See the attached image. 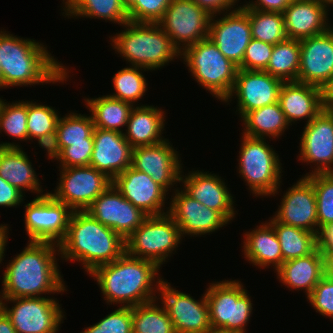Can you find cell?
Listing matches in <instances>:
<instances>
[{
    "instance_id": "94428289",
    "label": "cell",
    "mask_w": 333,
    "mask_h": 333,
    "mask_svg": "<svg viewBox=\"0 0 333 333\" xmlns=\"http://www.w3.org/2000/svg\"><path fill=\"white\" fill-rule=\"evenodd\" d=\"M121 1L127 9L135 2V0H121Z\"/></svg>"
},
{
    "instance_id": "7c38bea8",
    "label": "cell",
    "mask_w": 333,
    "mask_h": 333,
    "mask_svg": "<svg viewBox=\"0 0 333 333\" xmlns=\"http://www.w3.org/2000/svg\"><path fill=\"white\" fill-rule=\"evenodd\" d=\"M59 168V183L49 193L72 211H85L112 184L110 178L90 165Z\"/></svg>"
},
{
    "instance_id": "ba28073f",
    "label": "cell",
    "mask_w": 333,
    "mask_h": 333,
    "mask_svg": "<svg viewBox=\"0 0 333 333\" xmlns=\"http://www.w3.org/2000/svg\"><path fill=\"white\" fill-rule=\"evenodd\" d=\"M208 286L205 294L212 330L246 333L253 303L241 281L223 280L212 282Z\"/></svg>"
},
{
    "instance_id": "3957f363",
    "label": "cell",
    "mask_w": 333,
    "mask_h": 333,
    "mask_svg": "<svg viewBox=\"0 0 333 333\" xmlns=\"http://www.w3.org/2000/svg\"><path fill=\"white\" fill-rule=\"evenodd\" d=\"M159 270L154 262L125 251L117 260L96 267L89 276L96 279L107 304L135 307L157 299L163 280Z\"/></svg>"
},
{
    "instance_id": "8992f818",
    "label": "cell",
    "mask_w": 333,
    "mask_h": 333,
    "mask_svg": "<svg viewBox=\"0 0 333 333\" xmlns=\"http://www.w3.org/2000/svg\"><path fill=\"white\" fill-rule=\"evenodd\" d=\"M180 58L191 72L198 85L224 102L230 95L238 66L227 59L208 37L186 47Z\"/></svg>"
},
{
    "instance_id": "9c48e42d",
    "label": "cell",
    "mask_w": 333,
    "mask_h": 333,
    "mask_svg": "<svg viewBox=\"0 0 333 333\" xmlns=\"http://www.w3.org/2000/svg\"><path fill=\"white\" fill-rule=\"evenodd\" d=\"M181 238L180 228L168 213L148 216L125 239L126 252L133 257L152 261L160 268L169 260L168 257L175 254L173 251L176 252Z\"/></svg>"
},
{
    "instance_id": "ee69618b",
    "label": "cell",
    "mask_w": 333,
    "mask_h": 333,
    "mask_svg": "<svg viewBox=\"0 0 333 333\" xmlns=\"http://www.w3.org/2000/svg\"><path fill=\"white\" fill-rule=\"evenodd\" d=\"M80 333H133L132 307L119 306L99 322L86 327Z\"/></svg>"
},
{
    "instance_id": "11a10c76",
    "label": "cell",
    "mask_w": 333,
    "mask_h": 333,
    "mask_svg": "<svg viewBox=\"0 0 333 333\" xmlns=\"http://www.w3.org/2000/svg\"><path fill=\"white\" fill-rule=\"evenodd\" d=\"M8 224H0V264L3 262V257L5 255V250L7 246V241H8V232H9V226Z\"/></svg>"
},
{
    "instance_id": "cb8c5ba5",
    "label": "cell",
    "mask_w": 333,
    "mask_h": 333,
    "mask_svg": "<svg viewBox=\"0 0 333 333\" xmlns=\"http://www.w3.org/2000/svg\"><path fill=\"white\" fill-rule=\"evenodd\" d=\"M187 176L181 172V187L189 196L206 207L218 211L231 223L236 217L233 194L228 190L221 176L204 171H188ZM236 212V213H235Z\"/></svg>"
},
{
    "instance_id": "6f0895ef",
    "label": "cell",
    "mask_w": 333,
    "mask_h": 333,
    "mask_svg": "<svg viewBox=\"0 0 333 333\" xmlns=\"http://www.w3.org/2000/svg\"><path fill=\"white\" fill-rule=\"evenodd\" d=\"M325 257V273L333 277V250L330 252H326L324 254Z\"/></svg>"
},
{
    "instance_id": "30bf717a",
    "label": "cell",
    "mask_w": 333,
    "mask_h": 333,
    "mask_svg": "<svg viewBox=\"0 0 333 333\" xmlns=\"http://www.w3.org/2000/svg\"><path fill=\"white\" fill-rule=\"evenodd\" d=\"M2 310L10 318L16 333H57L65 318L54 297L2 298ZM6 302V303H5ZM13 303L12 308L6 304Z\"/></svg>"
},
{
    "instance_id": "6125c7cd",
    "label": "cell",
    "mask_w": 333,
    "mask_h": 333,
    "mask_svg": "<svg viewBox=\"0 0 333 333\" xmlns=\"http://www.w3.org/2000/svg\"><path fill=\"white\" fill-rule=\"evenodd\" d=\"M325 109L333 116V105H325Z\"/></svg>"
},
{
    "instance_id": "7a4b0ae2",
    "label": "cell",
    "mask_w": 333,
    "mask_h": 333,
    "mask_svg": "<svg viewBox=\"0 0 333 333\" xmlns=\"http://www.w3.org/2000/svg\"><path fill=\"white\" fill-rule=\"evenodd\" d=\"M43 44L0 30L2 89L67 81L69 68L54 58Z\"/></svg>"
},
{
    "instance_id": "f35d334b",
    "label": "cell",
    "mask_w": 333,
    "mask_h": 333,
    "mask_svg": "<svg viewBox=\"0 0 333 333\" xmlns=\"http://www.w3.org/2000/svg\"><path fill=\"white\" fill-rule=\"evenodd\" d=\"M130 66V67H129ZM113 75L114 93L108 95L114 99L129 102L134 106L140 101L147 91L146 78L142 71H149L143 67L129 65Z\"/></svg>"
},
{
    "instance_id": "836d02e7",
    "label": "cell",
    "mask_w": 333,
    "mask_h": 333,
    "mask_svg": "<svg viewBox=\"0 0 333 333\" xmlns=\"http://www.w3.org/2000/svg\"><path fill=\"white\" fill-rule=\"evenodd\" d=\"M62 9L63 16L68 18L104 19L120 26L129 21L127 8L121 0H69Z\"/></svg>"
},
{
    "instance_id": "816d5d0a",
    "label": "cell",
    "mask_w": 333,
    "mask_h": 333,
    "mask_svg": "<svg viewBox=\"0 0 333 333\" xmlns=\"http://www.w3.org/2000/svg\"><path fill=\"white\" fill-rule=\"evenodd\" d=\"M35 140L38 141L39 147L41 146L42 149L47 151L46 154L48 155L47 157L49 160L51 158V160L54 159L58 162V159L61 156V148L59 146L57 131L39 136Z\"/></svg>"
},
{
    "instance_id": "7dc6e473",
    "label": "cell",
    "mask_w": 333,
    "mask_h": 333,
    "mask_svg": "<svg viewBox=\"0 0 333 333\" xmlns=\"http://www.w3.org/2000/svg\"><path fill=\"white\" fill-rule=\"evenodd\" d=\"M307 299L317 313L333 320V277L325 274Z\"/></svg>"
},
{
    "instance_id": "9f6ffc18",
    "label": "cell",
    "mask_w": 333,
    "mask_h": 333,
    "mask_svg": "<svg viewBox=\"0 0 333 333\" xmlns=\"http://www.w3.org/2000/svg\"><path fill=\"white\" fill-rule=\"evenodd\" d=\"M0 333H16L10 318L3 310L0 311Z\"/></svg>"
},
{
    "instance_id": "52a82bcc",
    "label": "cell",
    "mask_w": 333,
    "mask_h": 333,
    "mask_svg": "<svg viewBox=\"0 0 333 333\" xmlns=\"http://www.w3.org/2000/svg\"><path fill=\"white\" fill-rule=\"evenodd\" d=\"M266 139L242 134L238 173L254 196L272 197L280 191L282 163ZM272 195V196H271Z\"/></svg>"
},
{
    "instance_id": "d6986e66",
    "label": "cell",
    "mask_w": 333,
    "mask_h": 333,
    "mask_svg": "<svg viewBox=\"0 0 333 333\" xmlns=\"http://www.w3.org/2000/svg\"><path fill=\"white\" fill-rule=\"evenodd\" d=\"M282 83L281 79L266 71L238 69L233 89L224 103L237 97L236 112L239 111L242 119L252 110L278 102Z\"/></svg>"
},
{
    "instance_id": "db71d44e",
    "label": "cell",
    "mask_w": 333,
    "mask_h": 333,
    "mask_svg": "<svg viewBox=\"0 0 333 333\" xmlns=\"http://www.w3.org/2000/svg\"><path fill=\"white\" fill-rule=\"evenodd\" d=\"M318 250L324 255L333 250V223L321 228L317 234Z\"/></svg>"
},
{
    "instance_id": "8d00e7d4",
    "label": "cell",
    "mask_w": 333,
    "mask_h": 333,
    "mask_svg": "<svg viewBox=\"0 0 333 333\" xmlns=\"http://www.w3.org/2000/svg\"><path fill=\"white\" fill-rule=\"evenodd\" d=\"M158 304V299H156L132 307L133 333H176L164 306Z\"/></svg>"
},
{
    "instance_id": "f5cc1de1",
    "label": "cell",
    "mask_w": 333,
    "mask_h": 333,
    "mask_svg": "<svg viewBox=\"0 0 333 333\" xmlns=\"http://www.w3.org/2000/svg\"><path fill=\"white\" fill-rule=\"evenodd\" d=\"M242 6L247 9H256L266 12H279L283 13L286 7L289 5V0H256L250 1Z\"/></svg>"
},
{
    "instance_id": "e575fe53",
    "label": "cell",
    "mask_w": 333,
    "mask_h": 333,
    "mask_svg": "<svg viewBox=\"0 0 333 333\" xmlns=\"http://www.w3.org/2000/svg\"><path fill=\"white\" fill-rule=\"evenodd\" d=\"M268 221L279 239L283 262L306 256L318 248L317 234L278 222L273 216Z\"/></svg>"
},
{
    "instance_id": "681fc988",
    "label": "cell",
    "mask_w": 333,
    "mask_h": 333,
    "mask_svg": "<svg viewBox=\"0 0 333 333\" xmlns=\"http://www.w3.org/2000/svg\"><path fill=\"white\" fill-rule=\"evenodd\" d=\"M25 195L0 176V206L17 207L23 203ZM22 202V203H21Z\"/></svg>"
},
{
    "instance_id": "c3c4849f",
    "label": "cell",
    "mask_w": 333,
    "mask_h": 333,
    "mask_svg": "<svg viewBox=\"0 0 333 333\" xmlns=\"http://www.w3.org/2000/svg\"><path fill=\"white\" fill-rule=\"evenodd\" d=\"M93 148L94 142L71 143V146L65 147L61 151V156L58 159L59 167L89 166Z\"/></svg>"
},
{
    "instance_id": "1f68e13d",
    "label": "cell",
    "mask_w": 333,
    "mask_h": 333,
    "mask_svg": "<svg viewBox=\"0 0 333 333\" xmlns=\"http://www.w3.org/2000/svg\"><path fill=\"white\" fill-rule=\"evenodd\" d=\"M243 135L252 138L273 140L289 129L285 115L278 102L248 112L242 119Z\"/></svg>"
},
{
    "instance_id": "7402d4cb",
    "label": "cell",
    "mask_w": 333,
    "mask_h": 333,
    "mask_svg": "<svg viewBox=\"0 0 333 333\" xmlns=\"http://www.w3.org/2000/svg\"><path fill=\"white\" fill-rule=\"evenodd\" d=\"M282 197L273 217L283 224L318 234L317 201L313 183L301 176Z\"/></svg>"
},
{
    "instance_id": "bcb514c9",
    "label": "cell",
    "mask_w": 333,
    "mask_h": 333,
    "mask_svg": "<svg viewBox=\"0 0 333 333\" xmlns=\"http://www.w3.org/2000/svg\"><path fill=\"white\" fill-rule=\"evenodd\" d=\"M274 45L251 39L238 69L264 71L267 68Z\"/></svg>"
},
{
    "instance_id": "4dcf8cb0",
    "label": "cell",
    "mask_w": 333,
    "mask_h": 333,
    "mask_svg": "<svg viewBox=\"0 0 333 333\" xmlns=\"http://www.w3.org/2000/svg\"><path fill=\"white\" fill-rule=\"evenodd\" d=\"M28 157L21 147H0V176L24 195L26 190L46 195Z\"/></svg>"
},
{
    "instance_id": "03108f58",
    "label": "cell",
    "mask_w": 333,
    "mask_h": 333,
    "mask_svg": "<svg viewBox=\"0 0 333 333\" xmlns=\"http://www.w3.org/2000/svg\"><path fill=\"white\" fill-rule=\"evenodd\" d=\"M0 89H1V65H0Z\"/></svg>"
},
{
    "instance_id": "277c9868",
    "label": "cell",
    "mask_w": 333,
    "mask_h": 333,
    "mask_svg": "<svg viewBox=\"0 0 333 333\" xmlns=\"http://www.w3.org/2000/svg\"><path fill=\"white\" fill-rule=\"evenodd\" d=\"M59 249L61 260L80 261L90 274L96 267L117 260L126 251V244L120 234L87 211H73Z\"/></svg>"
},
{
    "instance_id": "484cf974",
    "label": "cell",
    "mask_w": 333,
    "mask_h": 333,
    "mask_svg": "<svg viewBox=\"0 0 333 333\" xmlns=\"http://www.w3.org/2000/svg\"><path fill=\"white\" fill-rule=\"evenodd\" d=\"M278 103L290 126L302 119L308 124L325 109L324 90L298 81L283 82Z\"/></svg>"
},
{
    "instance_id": "60d3db41",
    "label": "cell",
    "mask_w": 333,
    "mask_h": 333,
    "mask_svg": "<svg viewBox=\"0 0 333 333\" xmlns=\"http://www.w3.org/2000/svg\"><path fill=\"white\" fill-rule=\"evenodd\" d=\"M249 22L253 39L275 45L288 38L283 13L249 9Z\"/></svg>"
},
{
    "instance_id": "f907efd6",
    "label": "cell",
    "mask_w": 333,
    "mask_h": 333,
    "mask_svg": "<svg viewBox=\"0 0 333 333\" xmlns=\"http://www.w3.org/2000/svg\"><path fill=\"white\" fill-rule=\"evenodd\" d=\"M192 1L195 2L204 11H206L209 15L218 16L221 15L223 12L227 13L237 9L238 7L235 6L239 0H192Z\"/></svg>"
},
{
    "instance_id": "d4e9b609",
    "label": "cell",
    "mask_w": 333,
    "mask_h": 333,
    "mask_svg": "<svg viewBox=\"0 0 333 333\" xmlns=\"http://www.w3.org/2000/svg\"><path fill=\"white\" fill-rule=\"evenodd\" d=\"M94 148L90 166L113 180L118 174L131 166L133 147L122 133L95 128Z\"/></svg>"
},
{
    "instance_id": "74e56055",
    "label": "cell",
    "mask_w": 333,
    "mask_h": 333,
    "mask_svg": "<svg viewBox=\"0 0 333 333\" xmlns=\"http://www.w3.org/2000/svg\"><path fill=\"white\" fill-rule=\"evenodd\" d=\"M0 100V133L4 131L9 137L20 141H28L27 131V100L12 103ZM0 147H21L12 142H0Z\"/></svg>"
},
{
    "instance_id": "d590c367",
    "label": "cell",
    "mask_w": 333,
    "mask_h": 333,
    "mask_svg": "<svg viewBox=\"0 0 333 333\" xmlns=\"http://www.w3.org/2000/svg\"><path fill=\"white\" fill-rule=\"evenodd\" d=\"M300 40L287 38L274 45L267 68L264 70L283 82L298 81Z\"/></svg>"
},
{
    "instance_id": "2e32d148",
    "label": "cell",
    "mask_w": 333,
    "mask_h": 333,
    "mask_svg": "<svg viewBox=\"0 0 333 333\" xmlns=\"http://www.w3.org/2000/svg\"><path fill=\"white\" fill-rule=\"evenodd\" d=\"M178 153L168 139L154 145L138 146L133 148L131 167L148 174L155 183L171 192L174 185L181 183L183 172L181 154Z\"/></svg>"
},
{
    "instance_id": "4fadbf2b",
    "label": "cell",
    "mask_w": 333,
    "mask_h": 333,
    "mask_svg": "<svg viewBox=\"0 0 333 333\" xmlns=\"http://www.w3.org/2000/svg\"><path fill=\"white\" fill-rule=\"evenodd\" d=\"M210 19L192 0H172L158 24L181 52L208 37Z\"/></svg>"
},
{
    "instance_id": "ac0fdd59",
    "label": "cell",
    "mask_w": 333,
    "mask_h": 333,
    "mask_svg": "<svg viewBox=\"0 0 333 333\" xmlns=\"http://www.w3.org/2000/svg\"><path fill=\"white\" fill-rule=\"evenodd\" d=\"M103 225L120 234L130 236L148 217L111 184L85 210Z\"/></svg>"
},
{
    "instance_id": "7bdbcfd3",
    "label": "cell",
    "mask_w": 333,
    "mask_h": 333,
    "mask_svg": "<svg viewBox=\"0 0 333 333\" xmlns=\"http://www.w3.org/2000/svg\"><path fill=\"white\" fill-rule=\"evenodd\" d=\"M307 178L315 190L319 232L324 226L333 223V173H318Z\"/></svg>"
},
{
    "instance_id": "e7e4bbea",
    "label": "cell",
    "mask_w": 333,
    "mask_h": 333,
    "mask_svg": "<svg viewBox=\"0 0 333 333\" xmlns=\"http://www.w3.org/2000/svg\"><path fill=\"white\" fill-rule=\"evenodd\" d=\"M206 333H220V331H218V330H211V331L206 332Z\"/></svg>"
},
{
    "instance_id": "91938a15",
    "label": "cell",
    "mask_w": 333,
    "mask_h": 333,
    "mask_svg": "<svg viewBox=\"0 0 333 333\" xmlns=\"http://www.w3.org/2000/svg\"><path fill=\"white\" fill-rule=\"evenodd\" d=\"M321 5L330 9L329 7L333 6V0H317Z\"/></svg>"
},
{
    "instance_id": "be15d7a7",
    "label": "cell",
    "mask_w": 333,
    "mask_h": 333,
    "mask_svg": "<svg viewBox=\"0 0 333 333\" xmlns=\"http://www.w3.org/2000/svg\"><path fill=\"white\" fill-rule=\"evenodd\" d=\"M2 301H3L2 295H0V311L2 310Z\"/></svg>"
},
{
    "instance_id": "44dd1931",
    "label": "cell",
    "mask_w": 333,
    "mask_h": 333,
    "mask_svg": "<svg viewBox=\"0 0 333 333\" xmlns=\"http://www.w3.org/2000/svg\"><path fill=\"white\" fill-rule=\"evenodd\" d=\"M333 79V28L325 33L300 40L298 82L322 90Z\"/></svg>"
},
{
    "instance_id": "5bb4252c",
    "label": "cell",
    "mask_w": 333,
    "mask_h": 333,
    "mask_svg": "<svg viewBox=\"0 0 333 333\" xmlns=\"http://www.w3.org/2000/svg\"><path fill=\"white\" fill-rule=\"evenodd\" d=\"M157 299L165 308L176 333H206L212 330L206 294L195 300L180 292L164 279L160 283Z\"/></svg>"
},
{
    "instance_id": "f6af8a7d",
    "label": "cell",
    "mask_w": 333,
    "mask_h": 333,
    "mask_svg": "<svg viewBox=\"0 0 333 333\" xmlns=\"http://www.w3.org/2000/svg\"><path fill=\"white\" fill-rule=\"evenodd\" d=\"M172 0H135L127 9L129 21L158 23Z\"/></svg>"
},
{
    "instance_id": "ab89813d",
    "label": "cell",
    "mask_w": 333,
    "mask_h": 333,
    "mask_svg": "<svg viewBox=\"0 0 333 333\" xmlns=\"http://www.w3.org/2000/svg\"><path fill=\"white\" fill-rule=\"evenodd\" d=\"M95 126L91 115L70 112L59 117L56 131L61 151L71 143L94 142L93 132Z\"/></svg>"
},
{
    "instance_id": "f1b7e54d",
    "label": "cell",
    "mask_w": 333,
    "mask_h": 333,
    "mask_svg": "<svg viewBox=\"0 0 333 333\" xmlns=\"http://www.w3.org/2000/svg\"><path fill=\"white\" fill-rule=\"evenodd\" d=\"M252 231L244 233L243 250L247 261L258 268L274 266L275 272L283 263L281 246L273 226L268 222L261 223Z\"/></svg>"
},
{
    "instance_id": "8fae6325",
    "label": "cell",
    "mask_w": 333,
    "mask_h": 333,
    "mask_svg": "<svg viewBox=\"0 0 333 333\" xmlns=\"http://www.w3.org/2000/svg\"><path fill=\"white\" fill-rule=\"evenodd\" d=\"M25 230L29 241L59 245L66 237L72 210L49 192L25 204Z\"/></svg>"
},
{
    "instance_id": "a7ac6f4b",
    "label": "cell",
    "mask_w": 333,
    "mask_h": 333,
    "mask_svg": "<svg viewBox=\"0 0 333 333\" xmlns=\"http://www.w3.org/2000/svg\"><path fill=\"white\" fill-rule=\"evenodd\" d=\"M220 333H234V332H222V331H220Z\"/></svg>"
},
{
    "instance_id": "ffe728a7",
    "label": "cell",
    "mask_w": 333,
    "mask_h": 333,
    "mask_svg": "<svg viewBox=\"0 0 333 333\" xmlns=\"http://www.w3.org/2000/svg\"><path fill=\"white\" fill-rule=\"evenodd\" d=\"M168 214L181 230L182 236L212 234L229 222L218 212L189 196L180 186L173 189Z\"/></svg>"
},
{
    "instance_id": "6da1fadb",
    "label": "cell",
    "mask_w": 333,
    "mask_h": 333,
    "mask_svg": "<svg viewBox=\"0 0 333 333\" xmlns=\"http://www.w3.org/2000/svg\"><path fill=\"white\" fill-rule=\"evenodd\" d=\"M56 256L60 257L59 245L28 241L23 251L9 260L5 267L0 292L2 298L43 297V294L67 291Z\"/></svg>"
},
{
    "instance_id": "603a6c76",
    "label": "cell",
    "mask_w": 333,
    "mask_h": 333,
    "mask_svg": "<svg viewBox=\"0 0 333 333\" xmlns=\"http://www.w3.org/2000/svg\"><path fill=\"white\" fill-rule=\"evenodd\" d=\"M112 184L124 198L148 216L168 213V207L165 210V201L168 200L166 195L169 192L167 193L162 186L155 183L148 174L130 166L118 174L112 180Z\"/></svg>"
},
{
    "instance_id": "9a60e30c",
    "label": "cell",
    "mask_w": 333,
    "mask_h": 333,
    "mask_svg": "<svg viewBox=\"0 0 333 333\" xmlns=\"http://www.w3.org/2000/svg\"><path fill=\"white\" fill-rule=\"evenodd\" d=\"M222 15L220 19L211 16L208 38L227 59L239 66L252 39L249 9L239 5L237 9Z\"/></svg>"
},
{
    "instance_id": "83f0119b",
    "label": "cell",
    "mask_w": 333,
    "mask_h": 333,
    "mask_svg": "<svg viewBox=\"0 0 333 333\" xmlns=\"http://www.w3.org/2000/svg\"><path fill=\"white\" fill-rule=\"evenodd\" d=\"M325 274V257L318 248L311 254L283 262L276 271L283 285L289 290H303L307 297Z\"/></svg>"
},
{
    "instance_id": "680465c9",
    "label": "cell",
    "mask_w": 333,
    "mask_h": 333,
    "mask_svg": "<svg viewBox=\"0 0 333 333\" xmlns=\"http://www.w3.org/2000/svg\"><path fill=\"white\" fill-rule=\"evenodd\" d=\"M325 105H333V79L324 90Z\"/></svg>"
},
{
    "instance_id": "e0dca14e",
    "label": "cell",
    "mask_w": 333,
    "mask_h": 333,
    "mask_svg": "<svg viewBox=\"0 0 333 333\" xmlns=\"http://www.w3.org/2000/svg\"><path fill=\"white\" fill-rule=\"evenodd\" d=\"M304 125L298 161L308 165L310 163L314 169L304 177L318 173H333V116L324 109L310 123ZM311 163L316 167L313 168Z\"/></svg>"
},
{
    "instance_id": "4316f807",
    "label": "cell",
    "mask_w": 333,
    "mask_h": 333,
    "mask_svg": "<svg viewBox=\"0 0 333 333\" xmlns=\"http://www.w3.org/2000/svg\"><path fill=\"white\" fill-rule=\"evenodd\" d=\"M328 11L317 0L290 1L283 12L287 37L302 40L325 33L331 28Z\"/></svg>"
},
{
    "instance_id": "5b68a950",
    "label": "cell",
    "mask_w": 333,
    "mask_h": 333,
    "mask_svg": "<svg viewBox=\"0 0 333 333\" xmlns=\"http://www.w3.org/2000/svg\"><path fill=\"white\" fill-rule=\"evenodd\" d=\"M123 27L125 30L109 37L110 44L130 65L153 71L180 58L181 52L158 23L128 21Z\"/></svg>"
},
{
    "instance_id": "003e7915",
    "label": "cell",
    "mask_w": 333,
    "mask_h": 333,
    "mask_svg": "<svg viewBox=\"0 0 333 333\" xmlns=\"http://www.w3.org/2000/svg\"><path fill=\"white\" fill-rule=\"evenodd\" d=\"M69 0H63V5H65Z\"/></svg>"
},
{
    "instance_id": "b9f144b4",
    "label": "cell",
    "mask_w": 333,
    "mask_h": 333,
    "mask_svg": "<svg viewBox=\"0 0 333 333\" xmlns=\"http://www.w3.org/2000/svg\"><path fill=\"white\" fill-rule=\"evenodd\" d=\"M52 106L27 101V131L28 140L36 139L44 134L55 132L59 112Z\"/></svg>"
},
{
    "instance_id": "f546056e",
    "label": "cell",
    "mask_w": 333,
    "mask_h": 333,
    "mask_svg": "<svg viewBox=\"0 0 333 333\" xmlns=\"http://www.w3.org/2000/svg\"><path fill=\"white\" fill-rule=\"evenodd\" d=\"M163 110L147 104L134 106L124 133L125 139L133 148L154 145L166 140L162 136L166 121Z\"/></svg>"
},
{
    "instance_id": "d6a6232c",
    "label": "cell",
    "mask_w": 333,
    "mask_h": 333,
    "mask_svg": "<svg viewBox=\"0 0 333 333\" xmlns=\"http://www.w3.org/2000/svg\"><path fill=\"white\" fill-rule=\"evenodd\" d=\"M85 105L91 113L95 128L113 130L122 133L134 105L114 99L108 95L96 98H85Z\"/></svg>"
}]
</instances>
